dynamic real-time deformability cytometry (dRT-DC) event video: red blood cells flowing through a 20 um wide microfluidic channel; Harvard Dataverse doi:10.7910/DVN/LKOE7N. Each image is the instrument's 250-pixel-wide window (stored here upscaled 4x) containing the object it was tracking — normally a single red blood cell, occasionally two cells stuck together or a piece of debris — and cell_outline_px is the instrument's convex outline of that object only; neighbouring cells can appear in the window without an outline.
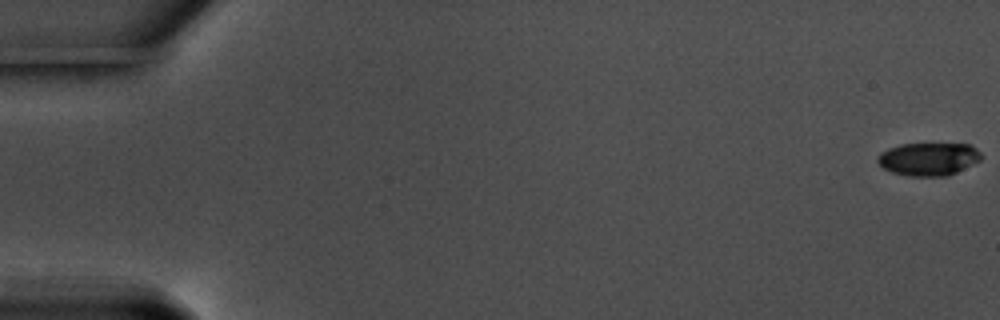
{"species": "common noctule bat (a hibernating species)", "species_latin": "Nyctalus noctula", "temperature_condition": "warm", "stored_images_in_passage": 43, "camera_frame_rate_fps": 3000, "um_per_image_px": 0.085, "animal": {"sex": "male", "body_mass_g": 17.5, "forearm_length_mm": 52.3}, "frame": {"image": 1, "passage_image": 1, "time_ms": 0.0, "image_size_px": [1000, 320], "cell_outline_px": [[980, 160], [948, 176], [908, 176], [892, 172], [884, 168], [876, 160], [880, 152], [888, 148], [900, 144], [972, 144], [980, 152]], "centroid_in_image_um": [78.91, 13.51], "position_along_channel_um": 6.1, "area_um2": 19.83}}
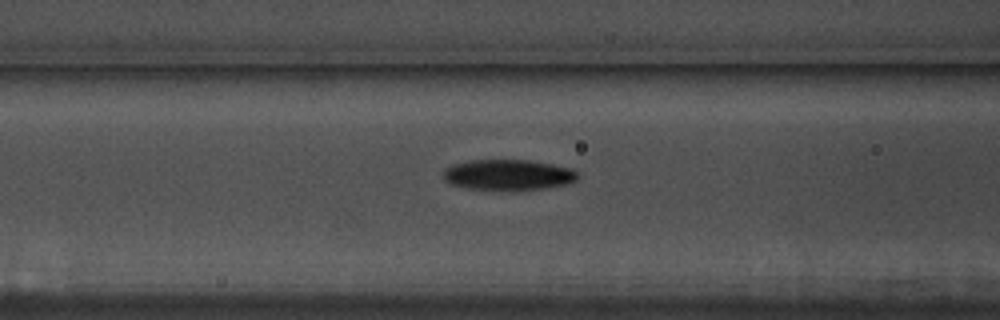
{"frame": {"image": 2, "passage_image": 25, "time_ms": 8.0, "image_size_px": [1000, 320], "cell_outline_px": [[576, 180], [564, 184], [544, 188], [468, 188], [452, 184], [444, 180], [444, 168], [452, 164], [472, 160], [528, 160], [552, 164], [572, 168], [576, 172]], "centroid_in_image_um": [43.16, 14.82], "position_along_channel_um": 123.4, "area_um2": 23.18}}
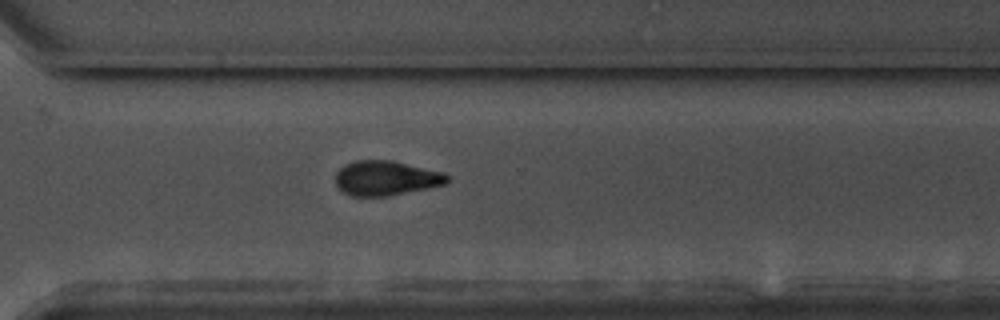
{"frame": {"image": 3, "passage_image": 43, "time_ms": 14.0, "image_size_px": [1000, 320], "cell_outline_px": [[452, 180], [448, 184], [388, 196], [352, 196], [344, 192], [336, 184], [336, 172], [344, 164], [356, 160], [392, 160], [444, 172]], "centroid_in_image_um": [32.85, 15.13], "position_along_channel_um": 337.7, "area_um2": 22.77}}